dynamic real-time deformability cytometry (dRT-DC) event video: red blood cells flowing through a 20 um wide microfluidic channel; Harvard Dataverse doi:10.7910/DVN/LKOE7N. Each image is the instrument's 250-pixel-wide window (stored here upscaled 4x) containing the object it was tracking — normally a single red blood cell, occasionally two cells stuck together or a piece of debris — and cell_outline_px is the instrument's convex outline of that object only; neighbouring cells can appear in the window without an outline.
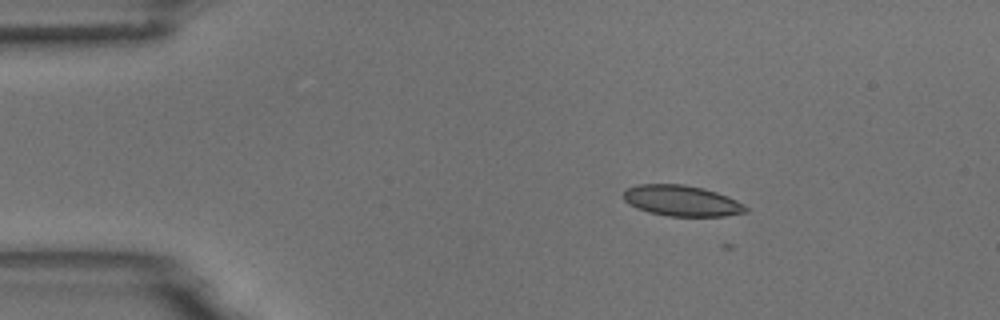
{"species": "common noctule bat (a hibernating species)", "species_latin": "Nyctalus noctula", "temperature_condition": "room temperature", "stored_images_in_passage": 7, "camera_frame_rate_fps": 3000, "um_per_image_px": 0.085, "animal": {"sex": "male", "body_mass_g": 18.8}, "frame": {"image": 1, "passage_image": 4, "time_ms": 1.0, "image_size_px": [1000, 320], "cell_outline_px": [[748, 212], [724, 216], [668, 216], [648, 212], [636, 208], [628, 204], [624, 200], [624, 192], [628, 188], [636, 184], [684, 184], [704, 188], [728, 196], [744, 204], [748, 208]], "centroid_in_image_um": [57.95, 17.06], "position_along_channel_um": 27.0, "area_um2": 22.08}}